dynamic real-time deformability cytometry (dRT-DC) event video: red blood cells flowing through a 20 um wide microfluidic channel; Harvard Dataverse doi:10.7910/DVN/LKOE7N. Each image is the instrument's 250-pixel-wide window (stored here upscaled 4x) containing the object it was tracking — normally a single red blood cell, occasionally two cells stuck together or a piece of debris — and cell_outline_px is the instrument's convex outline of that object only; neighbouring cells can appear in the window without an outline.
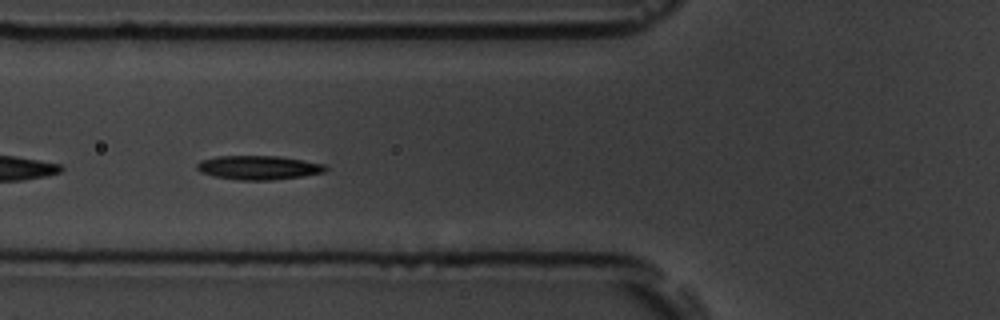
{"species": "common noctule bat (a hibernating species)", "species_latin": "Nyctalus noctula", "temperature_condition": "room temperature", "stored_images_in_passage": 29, "camera_frame_rate_fps": 3000, "um_per_image_px": 0.085, "animal": {"sex": "male", "body_mass_g": 19.5, "forearm_length_mm": 54.6}, "frame": {"image": 1, "passage_image": 5, "time_ms": 1.333, "image_size_px": [1000, 320], "cell_outline_px": [[328, 168], [324, 172], [304, 176], [272, 180], [240, 180], [212, 176], [200, 172], [196, 168], [196, 164], [200, 160], [216, 156], [280, 156], [304, 160], [324, 164]], "centroid_in_image_um": [21.96, 14.24], "position_along_channel_um": 103.8, "area_um2": 18.15}}
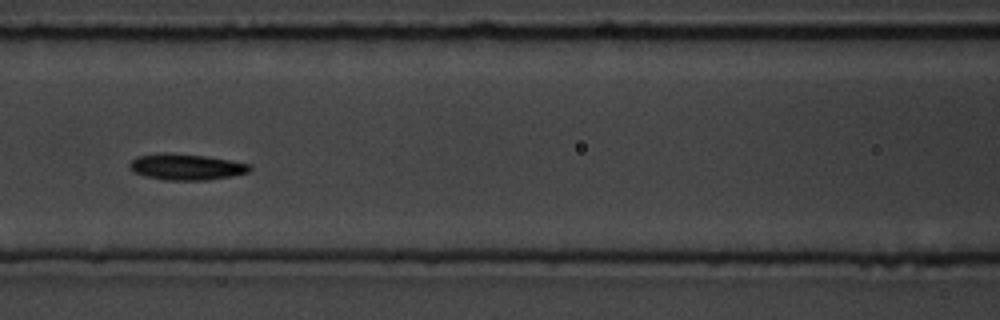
{"frame": {"image": 2, "passage_image": 9, "time_ms": 2.667, "image_size_px": [1000, 320], "cell_outline_px": [[252, 168], [248, 172], [232, 176], [208, 180], [164, 180], [148, 176], [136, 172], [128, 164], [136, 156], [164, 152], [168, 152], [204, 156], [252, 164]], "centroid_in_image_um": [15.86, 14.18], "position_along_channel_um": 150.7, "area_um2": 18.15}, "authors_computed_cell_mechanics": {"area_um2": 17.9758, "velocity_mm_per_s": 3.5094, "shape_relaxation_time_tau1_ms": 2.436, "shape_relaxation_time_tau2_ms": 6.1334, "deformation_change_tau1": 0.1023, "deformation_change_tau2": 0.1077}}